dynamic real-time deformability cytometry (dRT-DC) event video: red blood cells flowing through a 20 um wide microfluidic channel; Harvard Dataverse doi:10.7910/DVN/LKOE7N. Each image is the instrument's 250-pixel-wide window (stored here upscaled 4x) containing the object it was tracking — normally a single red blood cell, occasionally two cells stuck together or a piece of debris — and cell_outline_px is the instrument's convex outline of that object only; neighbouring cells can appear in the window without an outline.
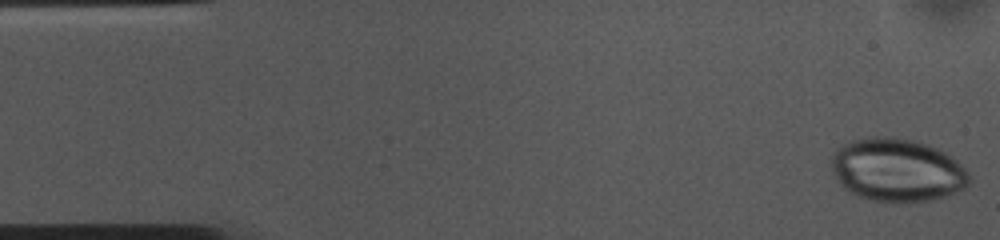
{"species": "common noctule bat (a hibernating species)", "species_latin": "Nyctalus noctula", "temperature_condition": "cold", "stored_images_in_passage": 12, "camera_frame_rate_fps": 3000, "um_per_image_px": 0.085, "animal": {"sex": "female", "body_mass_g": 10.0, "forearm_length_mm": 53.1}, "frame": {"image": 1, "passage_image": 1, "time_ms": 0.0, "image_size_px": [1000, 240], "cell_outline_px": [[972, 180], [964, 188], [944, 196], [932, 200], [908, 204], [892, 204], [872, 200], [856, 196], [848, 192], [840, 184], [832, 172], [832, 156], [844, 144], [852, 140], [872, 136], [892, 136], [916, 140], [936, 148], [944, 152], [956, 160], [968, 172]], "centroid_in_image_um": [76.25, 14.48], "position_along_channel_um": 8.7, "area_um2": 51.38}}